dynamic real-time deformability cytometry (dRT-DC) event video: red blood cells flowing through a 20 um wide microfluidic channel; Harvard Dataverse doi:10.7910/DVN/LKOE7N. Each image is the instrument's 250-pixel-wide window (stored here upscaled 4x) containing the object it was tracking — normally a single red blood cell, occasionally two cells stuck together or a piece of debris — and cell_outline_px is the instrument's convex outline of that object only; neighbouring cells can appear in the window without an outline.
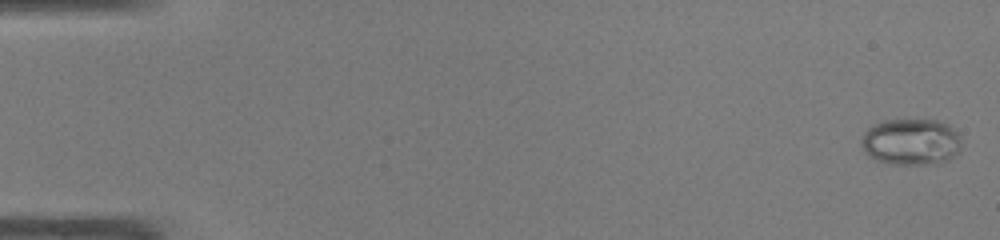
{"species": "common noctule bat (a hibernating species)", "species_latin": "Nyctalus noctula", "temperature_condition": "warm", "stored_images_in_passage": 48, "camera_frame_rate_fps": 3000, "um_per_image_px": 0.085, "animal": {"sex": "male", "body_mass_g": 19.0, "forearm_length_mm": 50.8}, "frame": {"image": 1, "passage_image": 1, "time_ms": 0.0, "image_size_px": [1000, 240], "cell_outline_px": [[960, 152], [948, 160], [936, 164], [892, 164], [876, 160], [868, 156], [864, 152], [860, 144], [860, 140], [864, 132], [872, 124], [884, 120], [936, 120], [948, 124], [960, 136]], "centroid_in_image_um": [77.41, 12.06], "position_along_channel_um": 7.6, "area_um2": 27.46}}
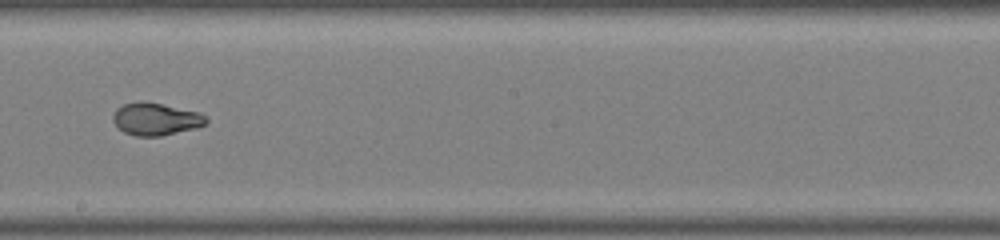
{"frame": {"image": 2, "passage_image": 28, "time_ms": 9.0, "image_size_px": [1000, 240], "cell_outline_px": [[208, 120], [204, 124], [196, 128], [160, 136], [136, 136], [124, 132], [112, 120], [112, 116], [116, 108], [124, 104], [160, 104], [200, 112], [208, 116]], "centroid_in_image_um": [13.28, 10.15], "position_along_channel_um": 234.9, "area_um2": 17.05}}
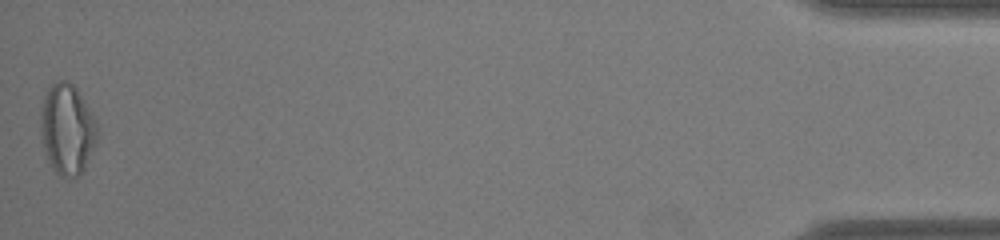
{"frame": {"image": 3, "passage_image": 48, "time_ms": 15.667, "image_size_px": [1000, 240], "cell_outline_px": [[96, 140], [84, 168], [76, 176], [60, 176], [56, 172], [48, 160], [44, 148], [40, 132], [40, 116], [44, 96], [48, 88], [52, 84], [60, 80], [68, 80], [76, 88], [84, 100], [96, 124]], "centroid_in_image_um": [5.67, 10.95], "position_along_channel_um": 429.5, "area_um2": 29.19}}